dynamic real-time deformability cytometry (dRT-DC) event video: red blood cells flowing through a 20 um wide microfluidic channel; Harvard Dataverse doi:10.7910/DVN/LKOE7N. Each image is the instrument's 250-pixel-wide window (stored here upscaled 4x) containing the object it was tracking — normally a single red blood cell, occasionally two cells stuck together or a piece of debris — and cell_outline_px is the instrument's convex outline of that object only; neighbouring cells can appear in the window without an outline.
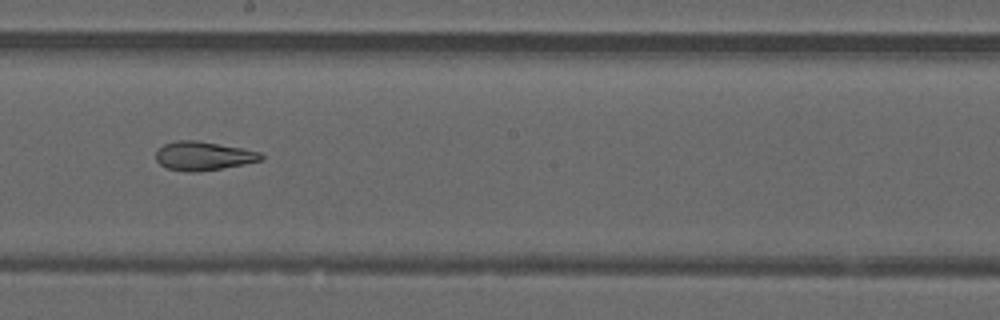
{"species": "common noctule bat (a hibernating species)", "species_latin": "Nyctalus noctula", "temperature_condition": "warm", "stored_images_in_passage": 25, "camera_frame_rate_fps": 3000, "um_per_image_px": 0.085, "animal": {"sex": "male", "forearm_length_mm": 52.5}, "frame": {"image": 1, "passage_image": 24, "time_ms": 7.667, "image_size_px": [1000, 320], "cell_outline_px": [[264, 156], [260, 160], [244, 164], [196, 172], [188, 172], [164, 168], [156, 160], [156, 152], [164, 144], [176, 140], [196, 140], [240, 148], [260, 152]], "centroid_in_image_um": [17.23, 13.26], "position_along_channel_um": 231.0, "area_um2": 17.46}}